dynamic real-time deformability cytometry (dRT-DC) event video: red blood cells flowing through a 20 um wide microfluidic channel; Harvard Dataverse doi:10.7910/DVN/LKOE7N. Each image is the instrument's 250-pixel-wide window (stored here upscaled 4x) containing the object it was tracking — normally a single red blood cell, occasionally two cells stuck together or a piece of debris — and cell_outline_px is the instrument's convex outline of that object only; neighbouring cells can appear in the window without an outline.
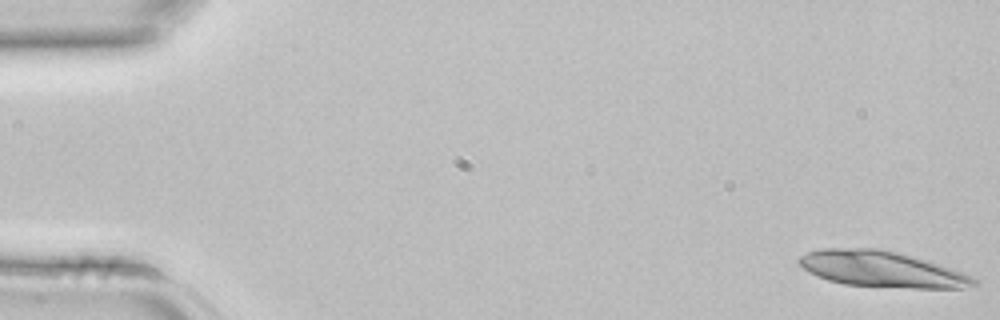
{"species": "common noctule bat (a hibernating species)", "species_latin": "Nyctalus noctula", "temperature_condition": "room temperature", "stored_images_in_passage": 3, "camera_frame_rate_fps": 3000, "um_per_image_px": 0.085, "animal": {"sex": "female", "body_mass_g": 22.7, "forearm_length_mm": 54.2}, "frame": {"image": 1, "passage_image": 1, "time_ms": 0.0, "image_size_px": [1000, 320], "cell_outline_px": [[976, 284], [960, 288], [912, 288], [844, 284], [828, 280], [808, 272], [796, 260], [800, 256], [808, 252], [820, 248], [880, 248], [900, 252], [916, 256], [940, 264], [972, 276], [976, 280]], "centroid_in_image_um": [74.93, 22.86], "position_along_channel_um": 10.1, "area_um2": 36.65}}